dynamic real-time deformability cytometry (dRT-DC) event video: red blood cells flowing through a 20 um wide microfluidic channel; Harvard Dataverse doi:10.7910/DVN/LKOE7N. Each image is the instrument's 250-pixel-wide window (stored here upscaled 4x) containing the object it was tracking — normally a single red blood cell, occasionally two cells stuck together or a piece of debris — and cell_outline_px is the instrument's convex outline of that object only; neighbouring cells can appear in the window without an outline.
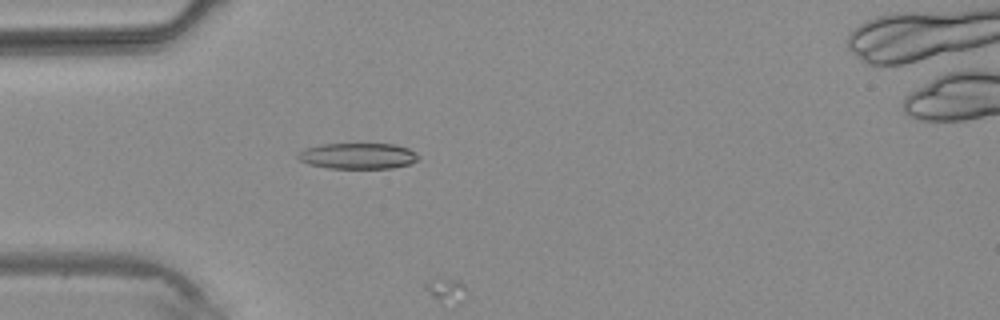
{"species": "common noctule bat (a hibernating species)", "species_latin": "Nyctalus noctula", "temperature_condition": "warm", "stored_images_in_passage": 3, "camera_frame_rate_fps": 3000, "um_per_image_px": 0.085, "animal": {"sex": "male", "body_mass_g": 20.4}, "frame": {"image": 1, "passage_image": 2, "time_ms": 1.333, "image_size_px": [1000, 320], "cell_outline_px": [[420, 156], [416, 160], [408, 164], [392, 168], [328, 168], [308, 164], [300, 160], [296, 156], [304, 148], [320, 144], [396, 144], [408, 148], [416, 152]], "centroid_in_image_um": [30.41, 13.25], "position_along_channel_um": 54.6, "area_um2": 18.21}}